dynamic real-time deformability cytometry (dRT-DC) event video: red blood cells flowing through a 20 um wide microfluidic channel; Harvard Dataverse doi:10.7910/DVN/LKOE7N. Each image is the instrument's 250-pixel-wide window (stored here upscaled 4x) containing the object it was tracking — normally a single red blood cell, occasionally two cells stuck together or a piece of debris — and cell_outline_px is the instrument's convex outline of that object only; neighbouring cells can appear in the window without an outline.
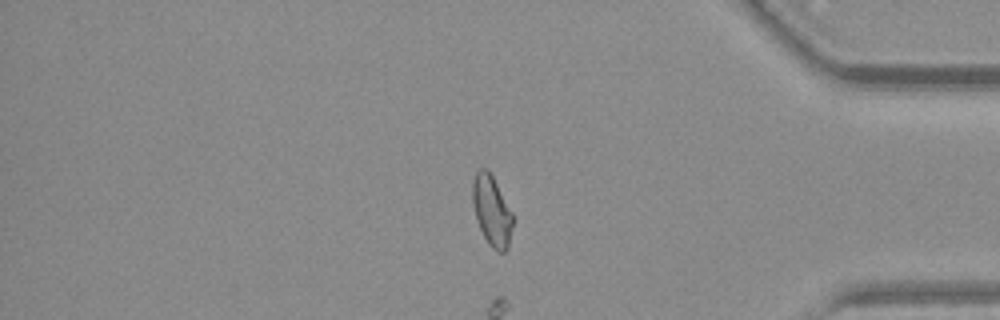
{"species": "common noctule bat (a hibernating species)", "species_latin": "Nyctalus noctula", "temperature_condition": "warm", "stored_images_in_passage": 36, "camera_frame_rate_fps": 3000, "um_per_image_px": 0.085, "animal": {"sex": "female", "body_mass_g": 19.3, "forearm_length_mm": 54.1}, "frame": {"image": 1, "passage_image": 28, "time_ms": 9.0, "image_size_px": [1000, 320], "cell_outline_px": [[512, 228], [508, 248], [504, 252], [496, 252], [488, 244], [476, 220], [472, 204], [472, 180], [476, 172], [480, 168], [488, 168], [512, 212]], "centroid_in_image_um": [41.78, 17.91], "position_along_channel_um": 393.4, "area_um2": 16.59}}